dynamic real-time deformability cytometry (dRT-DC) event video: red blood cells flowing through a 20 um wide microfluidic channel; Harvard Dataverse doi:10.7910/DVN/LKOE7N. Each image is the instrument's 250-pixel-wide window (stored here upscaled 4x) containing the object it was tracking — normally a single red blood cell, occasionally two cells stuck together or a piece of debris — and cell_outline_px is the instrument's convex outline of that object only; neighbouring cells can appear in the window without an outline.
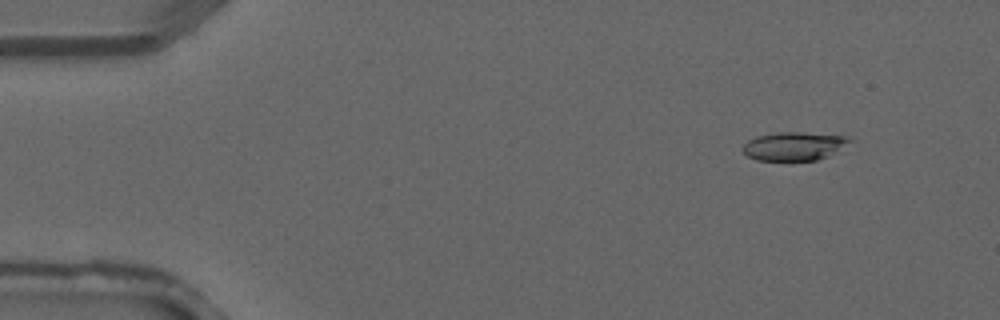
{"species": "common noctule bat (a hibernating species)", "species_latin": "Nyctalus noctula", "temperature_condition": "warm", "stored_images_in_passage": 4, "camera_frame_rate_fps": 3000, "um_per_image_px": 0.085, "animal": {"sex": "male", "forearm_length_mm": 52.5}, "frame": {"image": 1, "passage_image": 2, "time_ms": 0.333, "image_size_px": [1000, 320], "cell_outline_px": [[856, 140], [828, 156], [816, 160], [756, 160], [748, 156], [740, 148], [748, 140], [756, 136], [776, 132], [800, 132], [848, 136]], "centroid_in_image_um": [67.51, 12.41], "position_along_channel_um": 17.5, "area_um2": 17.92}}
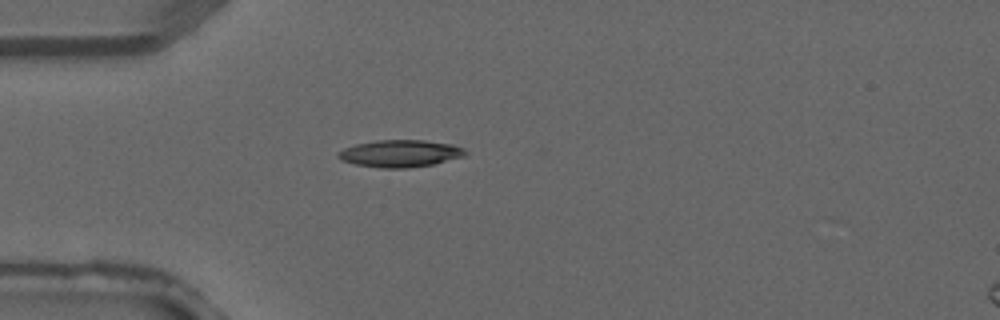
{"frame": {"image": 2, "passage_image": 4, "time_ms": 1.0, "image_size_px": [1000, 320], "cell_outline_px": [[468, 152], [464, 156], [432, 164], [408, 168], [380, 168], [356, 164], [340, 160], [336, 156], [336, 152], [344, 148], [356, 144], [376, 140], [424, 140], [452, 144], [464, 148]], "centroid_in_image_um": [33.99, 13.04], "position_along_channel_um": 51.0, "area_um2": 20.17}}